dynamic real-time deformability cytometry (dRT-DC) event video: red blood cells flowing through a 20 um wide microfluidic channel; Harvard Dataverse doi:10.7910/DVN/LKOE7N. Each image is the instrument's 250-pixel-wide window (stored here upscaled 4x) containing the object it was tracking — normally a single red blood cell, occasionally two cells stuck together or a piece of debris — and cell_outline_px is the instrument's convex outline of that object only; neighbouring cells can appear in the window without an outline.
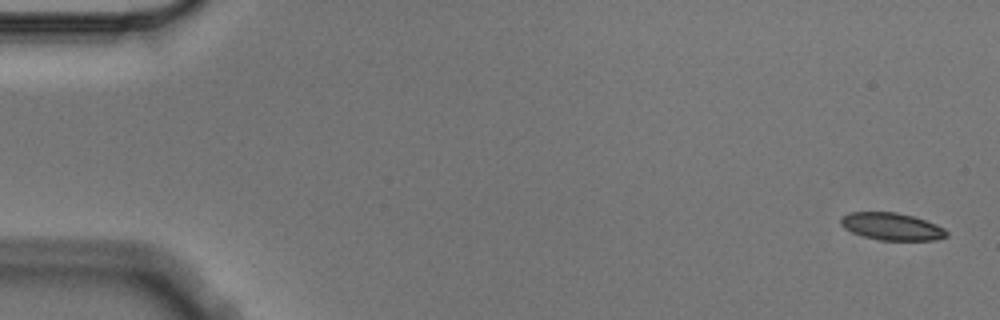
{"species": "Egyptian fruit bat (a non-hibernating species)", "species_latin": "Rousettus aegyptiacus", "temperature_condition": "cold", "stored_images_in_passage": 6, "camera_frame_rate_fps": 3000, "um_per_image_px": 0.085, "animal": {"sex": "male"}, "frame": {"image": 1, "passage_image": 1, "time_ms": 0.0, "image_size_px": [1000, 320], "cell_outline_px": [[948, 236], [936, 240], [880, 240], [864, 236], [852, 232], [844, 228], [840, 224], [840, 216], [848, 212], [896, 212], [912, 216], [936, 224], [944, 228], [948, 232]], "centroid_in_image_um": [75.78, 19.25], "position_along_channel_um": 9.2, "area_um2": 16.88}}
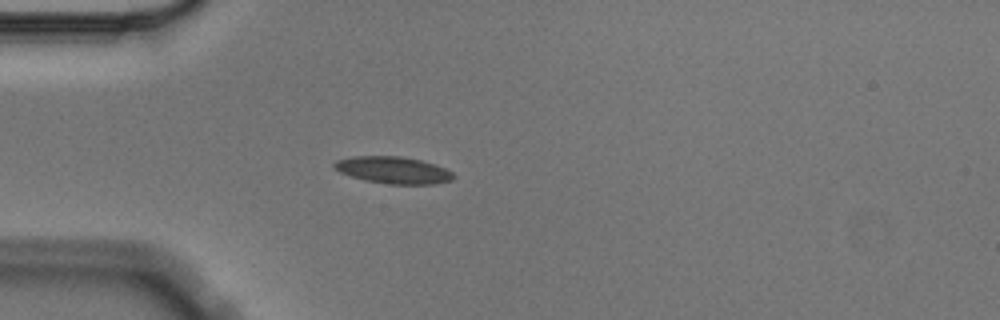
{"frame": {"image": 2, "passage_image": 5, "time_ms": 1.333, "image_size_px": [1000, 320], "cell_outline_px": [[456, 176], [452, 180], [436, 184], [388, 184], [364, 180], [340, 172], [332, 168], [332, 164], [336, 160], [352, 156], [400, 156], [420, 160], [444, 168], [452, 172]], "centroid_in_image_um": [33.4, 14.46], "position_along_channel_um": 51.6, "area_um2": 18.73}}